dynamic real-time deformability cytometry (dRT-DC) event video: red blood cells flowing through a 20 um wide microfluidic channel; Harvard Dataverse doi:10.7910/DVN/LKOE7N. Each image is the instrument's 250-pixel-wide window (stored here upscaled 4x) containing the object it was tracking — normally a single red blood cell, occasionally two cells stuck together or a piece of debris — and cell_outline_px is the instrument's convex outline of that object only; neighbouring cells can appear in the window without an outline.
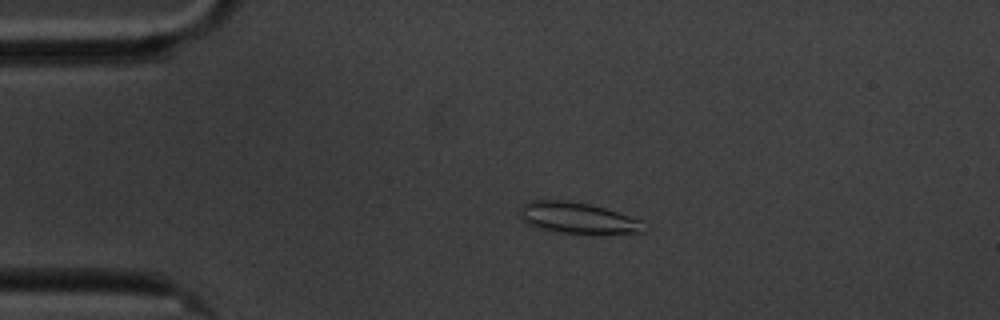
{"species": "common noctule bat (a hibernating species)", "species_latin": "Nyctalus noctula", "temperature_condition": "cold", "stored_images_in_passage": 59, "camera_frame_rate_fps": 3000, "um_per_image_px": 0.085, "animal": {"sex": "male", "body_mass_g": 20.1, "forearm_length_mm": 53.5}, "frame": {"image": 1, "passage_image": 13, "time_ms": 4.0, "image_size_px": [1000, 320], "cell_outline_px": [[644, 232], [560, 232], [536, 228], [520, 220], [516, 212], [524, 204], [532, 200], [568, 200], [588, 204], [604, 208], [640, 220]], "centroid_in_image_um": [48.93, 18.49], "position_along_channel_um": 36.1, "area_um2": 21.91}}
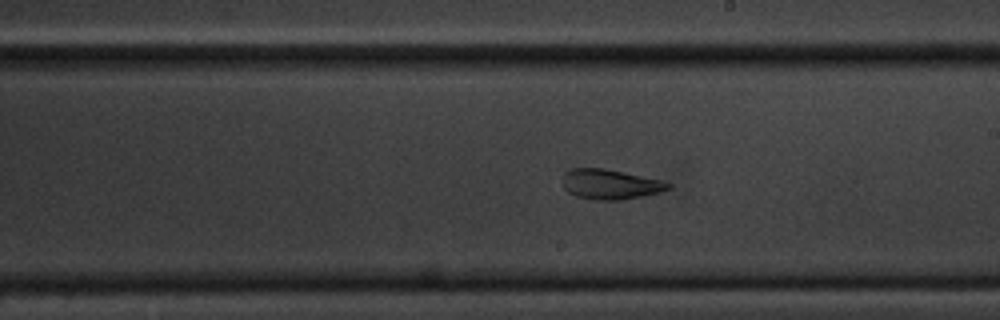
{"frame": {"image": 2, "passage_image": 34, "time_ms": 11.0, "image_size_px": [1000, 320], "cell_outline_px": [[672, 188], [660, 192], [624, 200], [596, 200], [576, 196], [568, 192], [564, 188], [564, 172], [572, 168], [604, 168], [664, 180], [672, 184]], "centroid_in_image_um": [51.92, 15.66], "position_along_channel_um": 237.1, "area_um2": 18.61}}
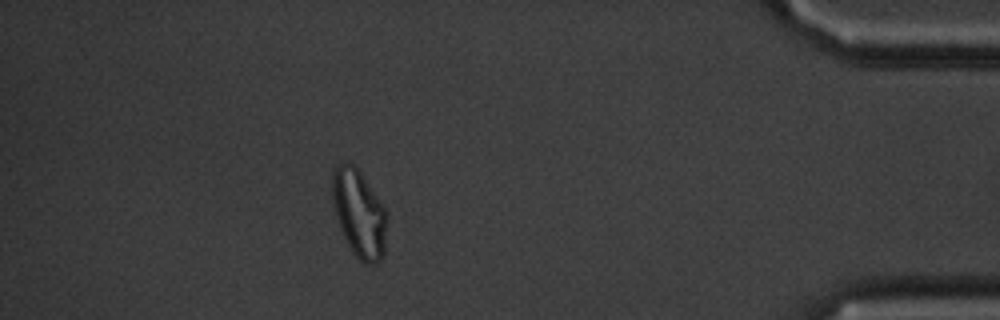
{"frame": {"image": 3, "passage_image": 53, "time_ms": 17.333, "image_size_px": [1000, 320], "cell_outline_px": [[388, 220], [384, 256], [376, 264], [364, 264], [352, 252], [340, 228], [336, 216], [332, 200], [332, 176], [336, 164], [344, 160], [348, 160], [356, 164], [388, 212]], "centroid_in_image_um": [30.54, 18.1], "position_along_channel_um": 404.7, "area_um2": 28.67}, "authors_computed_cell_mechanics": {"area_um2": 21.964, "velocity_mm_per_s": 3.382, "shape_relaxation_time_tau1_ms": null, "shape_relaxation_time_tau2_ms": 2.7262, "deformation_change_tau1": null, "deformation_change_tau2": 0.0924}}